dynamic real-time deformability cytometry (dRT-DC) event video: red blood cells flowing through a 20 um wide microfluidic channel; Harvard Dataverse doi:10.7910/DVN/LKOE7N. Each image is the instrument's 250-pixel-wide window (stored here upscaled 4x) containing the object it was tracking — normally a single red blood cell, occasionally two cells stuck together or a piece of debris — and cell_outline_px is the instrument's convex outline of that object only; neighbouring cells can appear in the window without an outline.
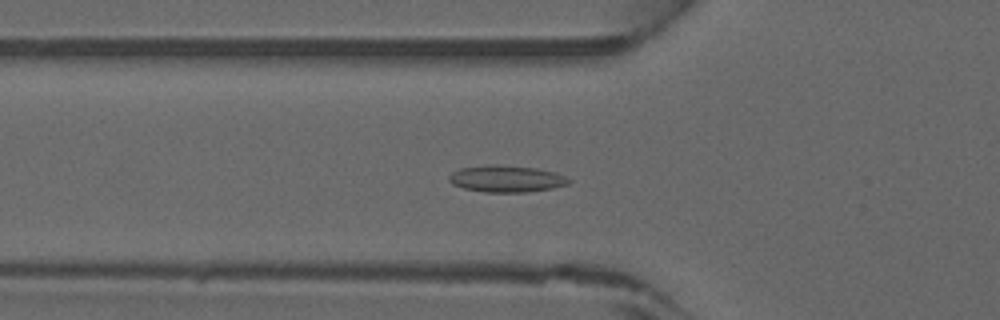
{"species": "common noctule bat (a hibernating species)", "species_latin": "Nyctalus noctula", "temperature_condition": "warm", "stored_images_in_passage": 36, "camera_frame_rate_fps": 3000, "um_per_image_px": 0.085, "animal": {"sex": "male", "forearm_length_mm": 52.5}, "frame": {"image": 1, "passage_image": 5, "time_ms": 1.333, "image_size_px": [1000, 320], "cell_outline_px": [[572, 180], [568, 184], [552, 188], [528, 192], [484, 192], [464, 188], [452, 184], [448, 180], [448, 176], [452, 172], [460, 168], [488, 164], [496, 164], [536, 168], [552, 172], [564, 176]], "centroid_in_image_um": [43.0, 15.19], "position_along_channel_um": 82.8, "area_um2": 18.67}}
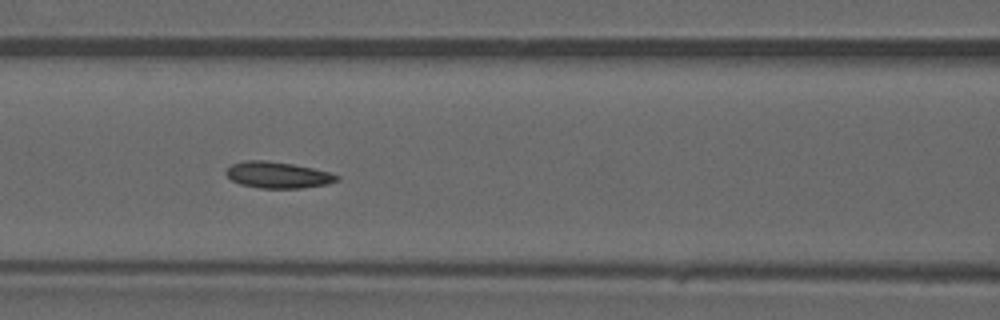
{"frame": {"image": 2, "passage_image": 9, "time_ms": 2.667, "image_size_px": [1000, 320], "cell_outline_px": [[340, 180], [328, 184], [300, 188], [260, 188], [240, 184], [232, 180], [224, 172], [232, 164], [244, 160], [264, 160], [292, 164], [312, 168], [328, 172], [340, 176]], "centroid_in_image_um": [23.61, 14.87], "position_along_channel_um": 143.0, "area_um2": 16.94}}
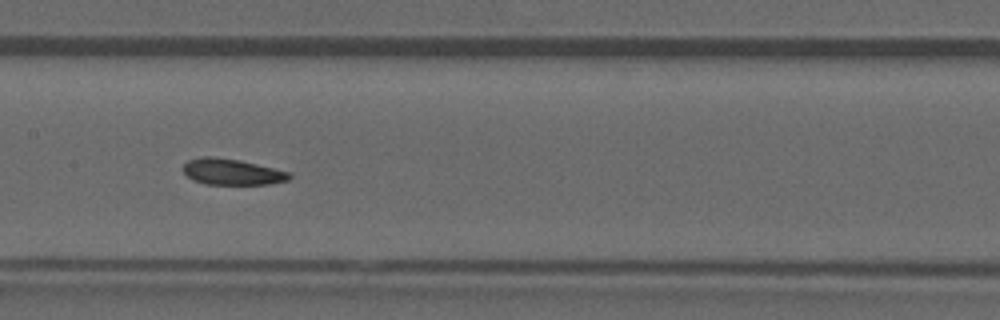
{"frame": {"image": 3, "passage_image": 12, "time_ms": 3.667, "image_size_px": [1000, 320], "cell_outline_px": [[292, 176], [288, 180], [268, 184], [204, 184], [192, 180], [184, 172], [184, 164], [188, 160], [200, 156], [212, 156], [240, 160], [292, 172]], "centroid_in_image_um": [19.73, 14.6], "position_along_channel_um": 187.7, "area_um2": 16.24}}